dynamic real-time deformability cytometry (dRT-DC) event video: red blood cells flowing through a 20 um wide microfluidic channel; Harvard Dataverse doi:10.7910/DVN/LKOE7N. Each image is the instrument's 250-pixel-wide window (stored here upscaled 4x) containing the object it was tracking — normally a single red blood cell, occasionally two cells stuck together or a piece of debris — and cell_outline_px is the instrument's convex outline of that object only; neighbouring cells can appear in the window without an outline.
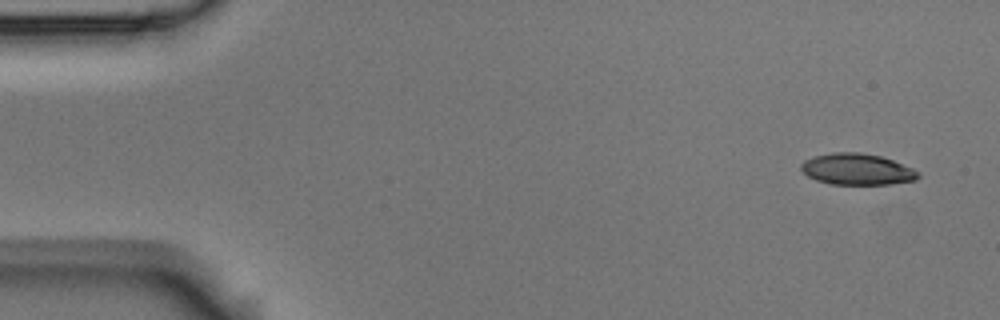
{"species": "Egyptian fruit bat (a non-hibernating species)", "species_latin": "Rousettus aegyptiacus", "temperature_condition": "room temperature", "stored_images_in_passage": 5, "camera_frame_rate_fps": 3000, "um_per_image_px": 0.085, "animal": {"sex": "male"}, "frame": {"image": 1, "passage_image": 1, "time_ms": 0.0, "image_size_px": [1000, 320], "cell_outline_px": [[920, 176], [916, 180], [892, 184], [832, 184], [816, 180], [808, 176], [800, 168], [800, 164], [804, 160], [812, 156], [832, 152], [860, 152], [880, 156], [892, 160], [912, 168], [920, 172]], "centroid_in_image_um": [72.84, 14.38], "position_along_channel_um": 12.2, "area_um2": 21.44}}
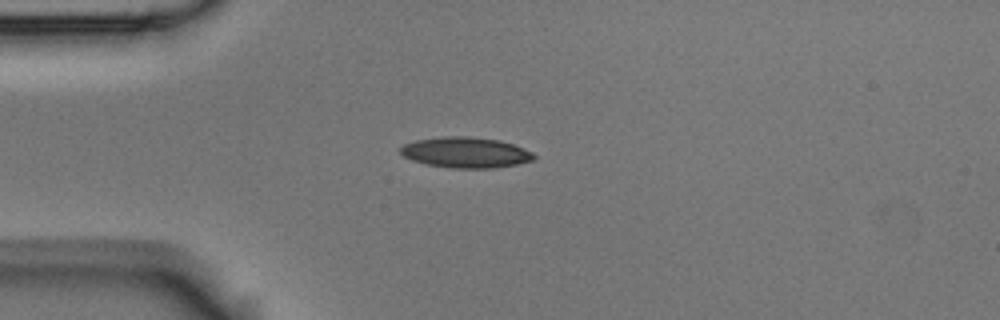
{"frame": {"image": 2, "passage_image": 4, "time_ms": 1.0, "image_size_px": [1000, 320], "cell_outline_px": [[536, 156], [532, 160], [516, 164], [496, 168], [452, 168], [428, 164], [412, 160], [404, 156], [400, 152], [400, 148], [404, 144], [416, 140], [440, 136], [468, 136], [500, 140], [512, 144], [532, 152]], "centroid_in_image_um": [39.57, 12.95], "position_along_channel_um": 45.4, "area_um2": 23.76}}